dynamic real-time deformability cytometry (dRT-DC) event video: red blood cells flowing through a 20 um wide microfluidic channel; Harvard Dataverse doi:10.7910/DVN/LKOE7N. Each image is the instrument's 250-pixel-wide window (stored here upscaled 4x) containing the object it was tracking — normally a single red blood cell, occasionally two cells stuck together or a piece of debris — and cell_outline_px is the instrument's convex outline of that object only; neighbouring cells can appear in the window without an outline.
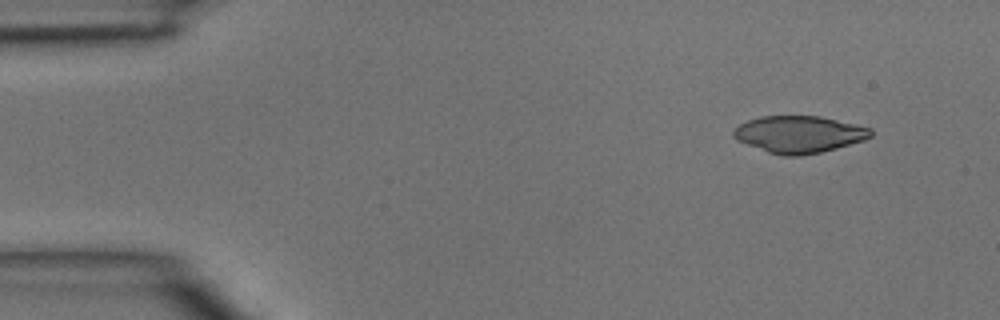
{"species": "common noctule bat (a hibernating species)", "species_latin": "Nyctalus noctula", "temperature_condition": "room temperature", "stored_images_in_passage": 3, "camera_frame_rate_fps": 3000, "um_per_image_px": 0.085, "animal": {"sex": "male", "body_mass_g": 15.6}, "frame": {"image": 1, "passage_image": 1, "time_ms": 0.0, "image_size_px": [1000, 320], "cell_outline_px": [[872, 136], [864, 140], [836, 148], [820, 152], [800, 156], [780, 156], [768, 152], [736, 140], [732, 136], [732, 132], [740, 124], [748, 120], [760, 116], [820, 116], [856, 124], [872, 128]], "centroid_in_image_um": [67.92, 11.42], "position_along_channel_um": 17.1, "area_um2": 29.59}}
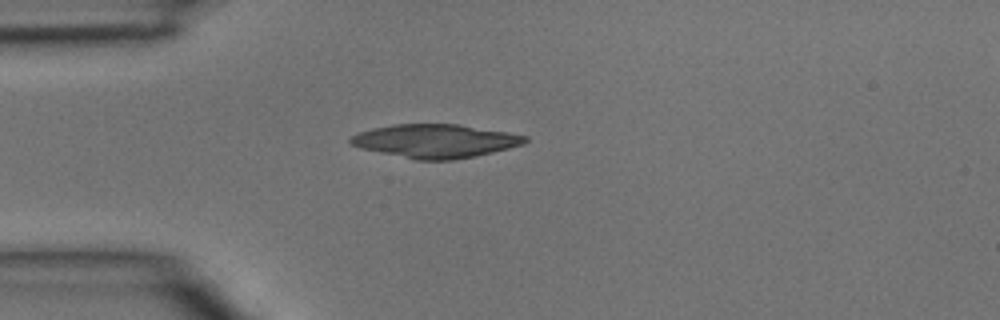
{"frame": {"image": 2, "passage_image": 3, "time_ms": 0.667, "image_size_px": [1000, 320], "cell_outline_px": [[528, 140], [524, 144], [476, 156], [452, 160], [416, 160], [360, 148], [348, 144], [348, 140], [352, 136], [360, 132], [372, 128], [392, 124], [456, 124], [508, 132], [528, 136]], "centroid_in_image_um": [36.98, 11.98], "position_along_channel_um": 48.0, "area_um2": 34.1}}